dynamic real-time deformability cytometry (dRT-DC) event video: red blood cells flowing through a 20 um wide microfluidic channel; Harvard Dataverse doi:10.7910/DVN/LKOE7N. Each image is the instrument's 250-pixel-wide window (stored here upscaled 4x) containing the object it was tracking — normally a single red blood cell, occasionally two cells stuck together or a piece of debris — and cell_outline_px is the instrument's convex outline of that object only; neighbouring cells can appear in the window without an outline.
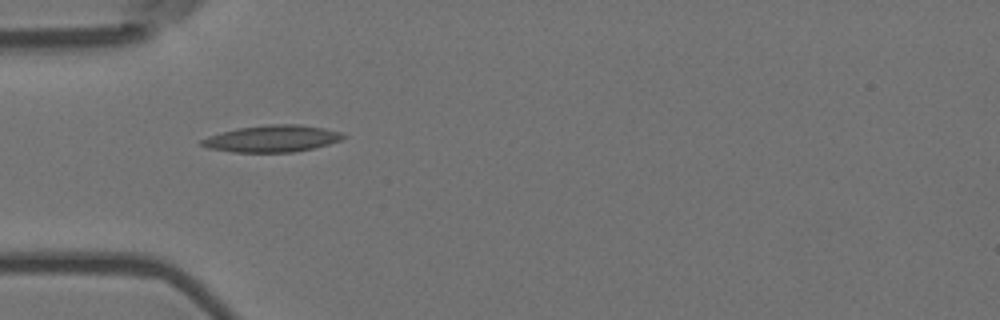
{"species": "Egyptian fruit bat (a non-hibernating species)", "species_latin": "Rousettus aegyptiacus", "temperature_condition": "room temperature", "stored_images_in_passage": 4, "camera_frame_rate_fps": 3000, "um_per_image_px": 0.085, "animal": {"sex": "female"}, "frame": {"image": 1, "passage_image": 1, "time_ms": 0.0, "image_size_px": [1000, 320], "cell_outline_px": [[348, 136], [340, 140], [328, 144], [312, 148], [292, 152], [232, 152], [208, 148], [200, 144], [200, 140], [208, 136], [236, 128], [268, 124], [300, 124], [324, 128], [340, 132]], "centroid_in_image_um": [23.12, 11.77], "position_along_channel_um": 61.9, "area_um2": 22.08}}
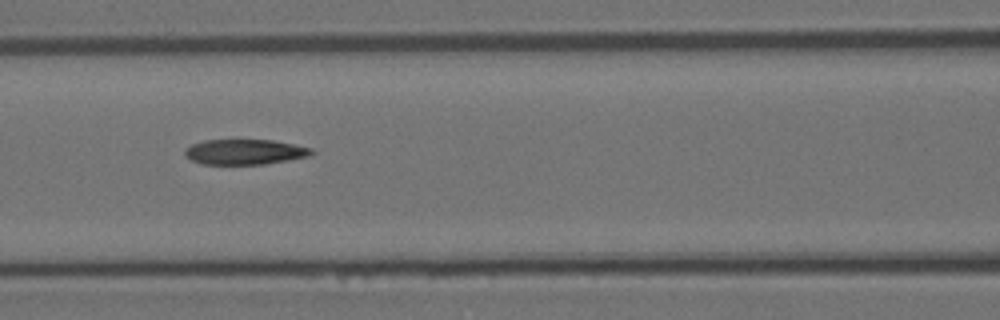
{"frame": {"image": 2, "passage_image": 3, "time_ms": 0.667, "image_size_px": [1000, 320], "cell_outline_px": [[316, 152], [308, 156], [288, 160], [264, 164], [204, 164], [192, 160], [184, 156], [184, 148], [192, 144], [204, 140], [272, 140], [312, 148]], "centroid_in_image_um": [20.79, 12.91], "position_along_channel_um": 145.8, "area_um2": 18.61}}
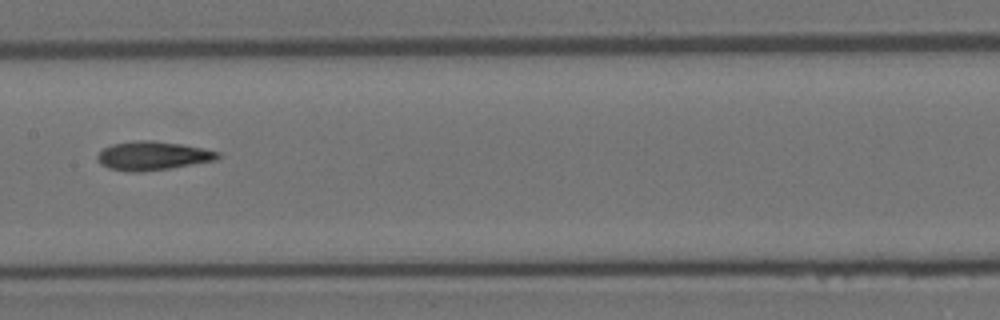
{"frame": {"image": 3, "passage_image": 4, "time_ms": 1.0, "image_size_px": [1000, 320], "cell_outline_px": [[220, 156], [216, 160], [168, 168], [136, 172], [132, 172], [108, 168], [100, 164], [96, 156], [104, 148], [112, 144], [140, 140], [152, 140], [180, 144], [204, 148], [220, 152]], "centroid_in_image_um": [12.97, 13.23], "position_along_channel_um": 194.4, "area_um2": 19.94}}